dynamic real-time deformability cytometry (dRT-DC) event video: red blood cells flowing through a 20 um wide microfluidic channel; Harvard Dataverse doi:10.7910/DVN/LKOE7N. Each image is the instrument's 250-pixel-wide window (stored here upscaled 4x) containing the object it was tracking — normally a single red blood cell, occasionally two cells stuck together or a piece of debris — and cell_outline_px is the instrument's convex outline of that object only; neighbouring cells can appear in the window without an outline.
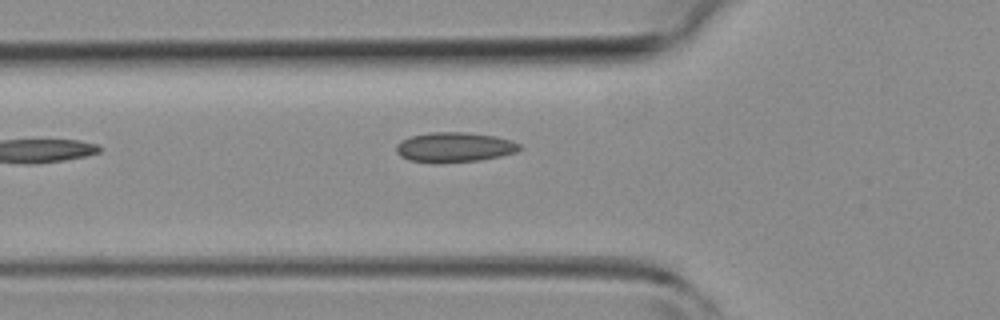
{"species": "common noctule bat (a hibernating species)", "species_latin": "Nyctalus noctula", "temperature_condition": "room temperature", "stored_images_in_passage": 4, "camera_frame_rate_fps": 3000, "um_per_image_px": 0.085, "animal": {"sex": "female", "body_mass_g": 19.3, "forearm_length_mm": 54.1}, "frame": {"image": 1, "passage_image": 4, "time_ms": 3.667, "image_size_px": [1000, 320], "cell_outline_px": [[524, 148], [516, 152], [500, 156], [480, 160], [408, 160], [400, 156], [396, 152], [396, 144], [400, 140], [412, 136], [432, 132], [464, 132], [496, 136], [512, 140], [520, 144]], "centroid_in_image_um": [38.68, 12.47], "position_along_channel_um": 87.1, "area_um2": 20.81}}